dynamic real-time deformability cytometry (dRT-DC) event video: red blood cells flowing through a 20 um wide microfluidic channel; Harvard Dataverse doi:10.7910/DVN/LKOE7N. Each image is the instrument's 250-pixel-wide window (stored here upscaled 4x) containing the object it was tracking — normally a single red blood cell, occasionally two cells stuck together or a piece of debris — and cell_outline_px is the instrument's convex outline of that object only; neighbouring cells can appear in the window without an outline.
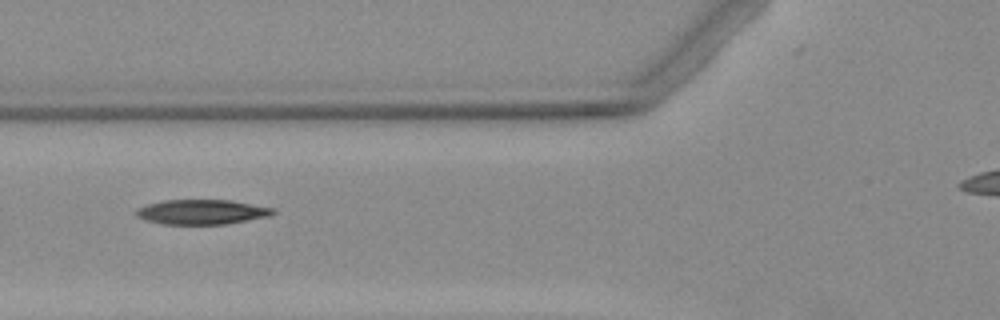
{"species": "Egyptian fruit bat (a non-hibernating species)", "species_latin": "Rousettus aegyptiacus", "temperature_condition": "warm", "stored_images_in_passage": 4, "camera_frame_rate_fps": 3000, "um_per_image_px": 0.085, "animal": {"sex": "female"}, "frame": {"image": 1, "passage_image": 3, "time_ms": 2.333, "image_size_px": [1000, 320], "cell_outline_px": [[276, 212], [268, 216], [224, 224], [164, 224], [148, 220], [136, 216], [132, 212], [136, 208], [148, 204], [164, 200], [232, 200], [272, 208]], "centroid_in_image_um": [17.09, 18.01], "position_along_channel_um": 108.7, "area_um2": 19.59}}
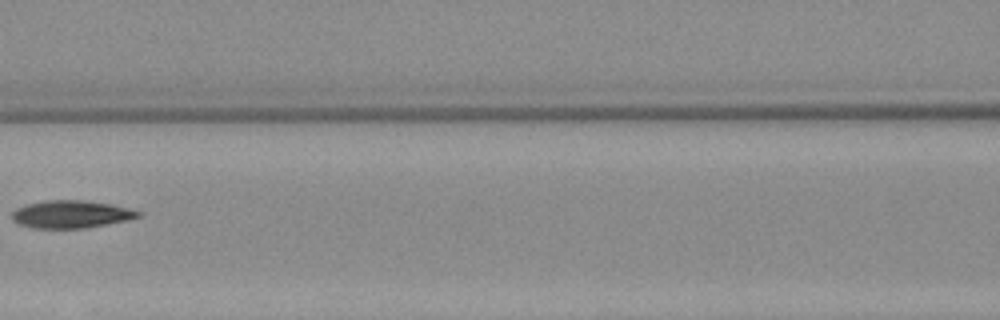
{"frame": {"image": 2, "passage_image": 4, "time_ms": 3.667, "image_size_px": [1000, 320], "cell_outline_px": [[140, 216], [128, 220], [88, 228], [36, 228], [20, 224], [12, 220], [12, 212], [16, 208], [28, 204], [44, 200], [80, 200], [112, 204], [140, 212]], "centroid_in_image_um": [6.03, 18.21], "position_along_channel_um": 160.6, "area_um2": 20.17}}